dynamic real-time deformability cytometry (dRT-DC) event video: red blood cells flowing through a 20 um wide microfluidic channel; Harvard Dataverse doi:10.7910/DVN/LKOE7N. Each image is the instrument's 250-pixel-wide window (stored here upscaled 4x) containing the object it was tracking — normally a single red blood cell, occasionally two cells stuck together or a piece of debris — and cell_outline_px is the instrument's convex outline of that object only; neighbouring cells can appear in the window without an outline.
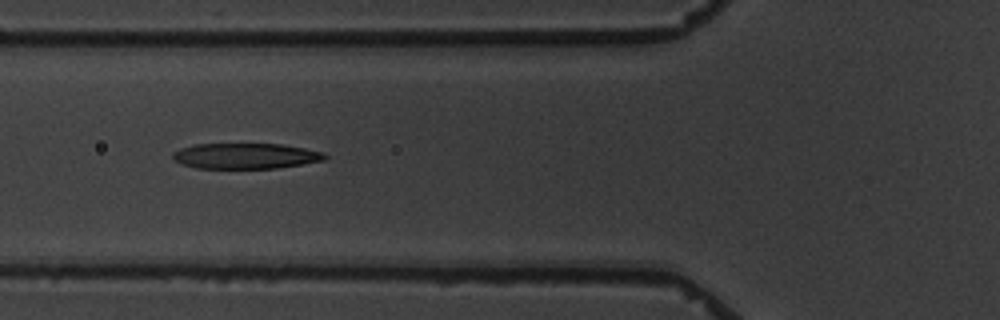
{"species": "common noctule bat (a hibernating species)", "species_latin": "Nyctalus noctula", "temperature_condition": "warm", "stored_images_in_passage": 3, "camera_frame_rate_fps": 3000, "um_per_image_px": 0.085, "animal": {"sex": "male", "body_mass_g": 19.5, "forearm_length_mm": 54.6}, "frame": {"image": 1, "passage_image": 2, "time_ms": 1.333, "image_size_px": [1000, 320], "cell_outline_px": [[328, 156], [324, 160], [304, 164], [280, 168], [196, 168], [180, 164], [172, 160], [172, 152], [180, 148], [196, 144], [284, 144], [324, 152]], "centroid_in_image_um": [20.86, 13.26], "position_along_channel_um": 104.9, "area_um2": 22.95}}
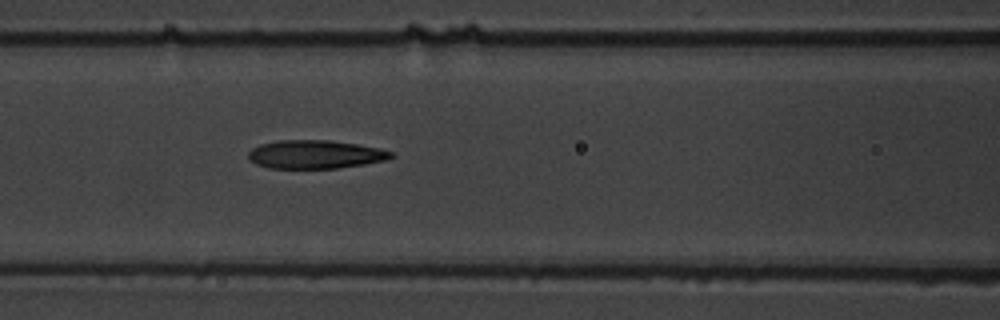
{"frame": {"image": 2, "passage_image": 3, "time_ms": 2.333, "image_size_px": [1000, 320], "cell_outline_px": [[396, 156], [388, 160], [340, 168], [268, 168], [256, 164], [248, 156], [248, 152], [252, 148], [260, 144], [276, 140], [332, 140], [380, 148], [392, 152]], "centroid_in_image_um": [26.82, 13.12], "position_along_channel_um": 139.8, "area_um2": 23.81}}